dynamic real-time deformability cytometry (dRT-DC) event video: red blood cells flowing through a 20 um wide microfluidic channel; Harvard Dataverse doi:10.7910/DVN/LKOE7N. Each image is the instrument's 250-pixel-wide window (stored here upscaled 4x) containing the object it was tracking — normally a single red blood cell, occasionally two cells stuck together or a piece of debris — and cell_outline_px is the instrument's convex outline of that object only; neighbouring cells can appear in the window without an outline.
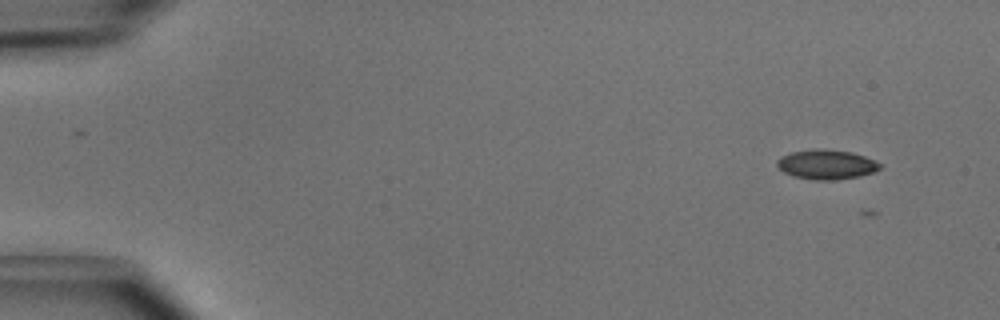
{"species": "common noctule bat (a hibernating species)", "species_latin": "Nyctalus noctula", "temperature_condition": "cold", "stored_images_in_passage": 4, "camera_frame_rate_fps": 3000, "um_per_image_px": 0.085, "animal": {"sex": "male", "body_mass_g": 15.6}, "frame": {"image": 1, "passage_image": 1, "time_ms": 0.0, "image_size_px": [1000, 320], "cell_outline_px": [[880, 168], [872, 172], [860, 176], [836, 180], [812, 180], [792, 176], [784, 172], [776, 164], [776, 160], [780, 156], [792, 152], [816, 148], [852, 152], [864, 156], [880, 164]], "centroid_in_image_um": [70.2, 13.98], "position_along_channel_um": 14.8, "area_um2": 17.69}}
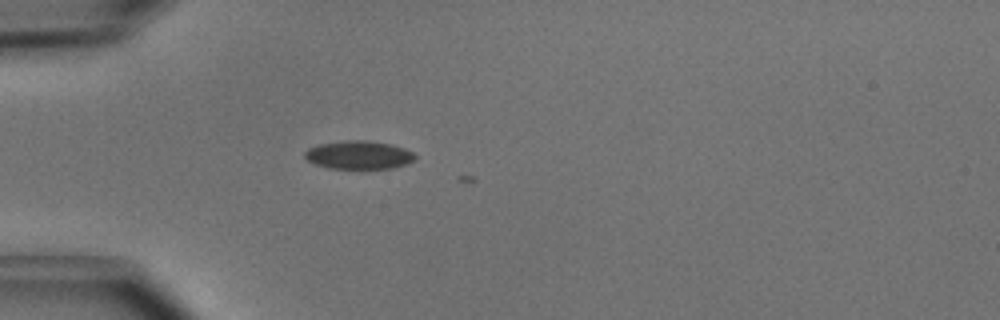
{"frame": {"image": 2, "passage_image": 4, "time_ms": 1.0, "image_size_px": [1000, 320], "cell_outline_px": [[416, 160], [392, 168], [328, 168], [316, 164], [308, 160], [304, 156], [304, 152], [308, 148], [320, 144], [344, 140], [364, 140], [392, 144], [404, 148], [412, 152], [416, 156]], "centroid_in_image_um": [30.5, 13.16], "position_along_channel_um": 54.5, "area_um2": 18.09}}